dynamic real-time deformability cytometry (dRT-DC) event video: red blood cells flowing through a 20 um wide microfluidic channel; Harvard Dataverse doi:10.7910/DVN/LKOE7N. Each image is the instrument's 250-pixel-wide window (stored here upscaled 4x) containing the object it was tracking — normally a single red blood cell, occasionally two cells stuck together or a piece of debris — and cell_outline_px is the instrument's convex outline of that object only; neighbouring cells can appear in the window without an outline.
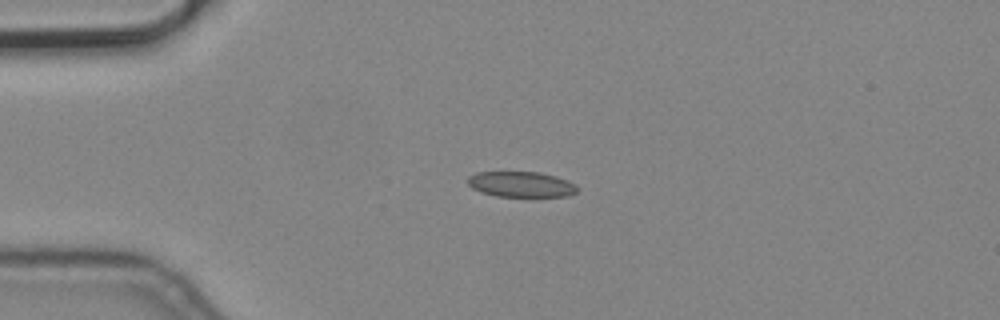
{"species": "common noctule bat (a hibernating species)", "species_latin": "Nyctalus noctula", "temperature_condition": "cold", "stored_images_in_passage": 3, "camera_frame_rate_fps": 3000, "um_per_image_px": 0.085, "animal": {"sex": "male", "body_mass_g": 19.2, "forearm_length_mm": 51.8}, "frame": {"image": 1, "passage_image": 1, "time_ms": 0.0, "image_size_px": [1000, 320], "cell_outline_px": [[576, 192], [568, 196], [496, 196], [480, 192], [472, 188], [468, 184], [468, 176], [476, 172], [540, 172], [556, 176], [568, 180], [576, 184]], "centroid_in_image_um": [44.28, 15.66], "position_along_channel_um": 40.7, "area_um2": 16.3}}
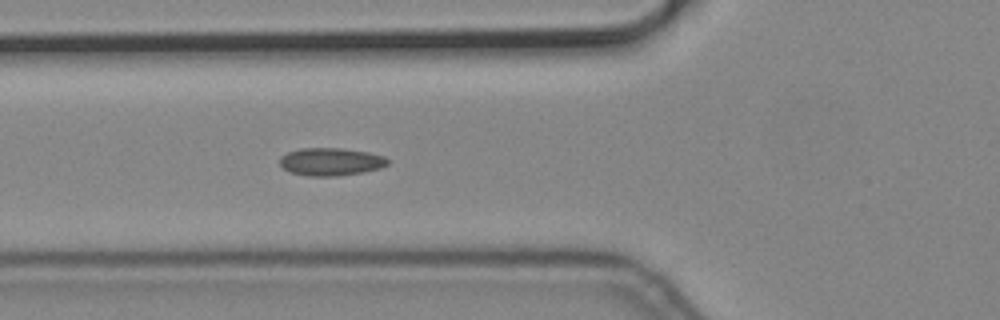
{"frame": {"image": 2, "passage_image": 3, "time_ms": 0.667, "image_size_px": [1000, 320], "cell_outline_px": [[388, 164], [380, 168], [364, 172], [340, 176], [308, 176], [292, 172], [284, 168], [280, 164], [280, 156], [288, 152], [300, 148], [340, 148], [368, 152], [384, 156], [388, 160]], "centroid_in_image_um": [28.13, 13.74], "position_along_channel_um": 97.7, "area_um2": 17.46}}